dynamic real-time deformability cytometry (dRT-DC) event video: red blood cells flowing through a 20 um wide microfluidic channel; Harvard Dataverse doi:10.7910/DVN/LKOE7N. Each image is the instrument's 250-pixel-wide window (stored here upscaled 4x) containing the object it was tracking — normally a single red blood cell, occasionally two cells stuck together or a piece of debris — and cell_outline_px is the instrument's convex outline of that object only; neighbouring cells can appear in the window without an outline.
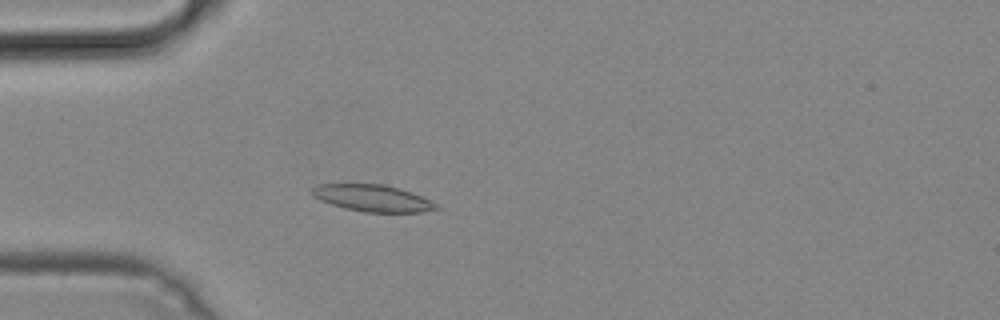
{"species": "common noctule bat (a hibernating species)", "species_latin": "Nyctalus noctula", "temperature_condition": "cold", "stored_images_in_passage": 44, "camera_frame_rate_fps": 3000, "um_per_image_px": 0.085, "animal": {"sex": "male", "body_mass_g": 19.2, "forearm_length_mm": 51.8}, "frame": {"image": 1, "passage_image": 8, "time_ms": 2.333, "image_size_px": [1000, 320], "cell_outline_px": [[444, 208], [424, 212], [364, 212], [344, 208], [320, 200], [312, 196], [308, 192], [316, 184], [380, 184], [412, 192]], "centroid_in_image_um": [31.63, 16.85], "position_along_channel_um": 53.4, "area_um2": 19.36}}
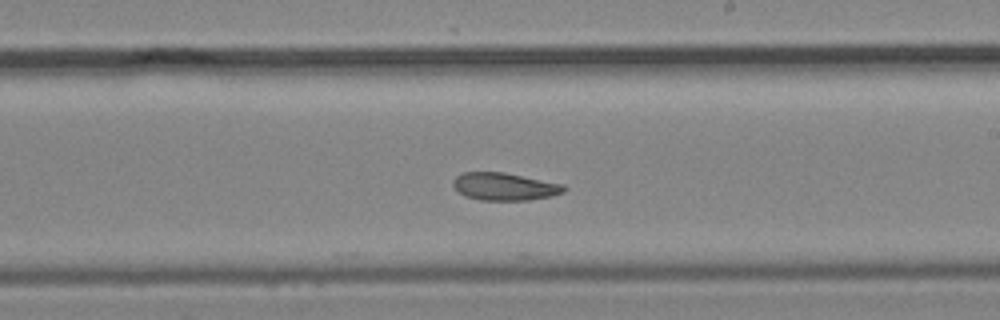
{"frame": {"image": 2, "passage_image": 23, "time_ms": 7.333, "image_size_px": [1000, 320], "cell_outline_px": [[568, 188], [564, 192], [552, 196], [528, 200], [480, 200], [464, 196], [452, 184], [456, 176], [464, 172], [504, 172], [564, 184]], "centroid_in_image_um": [42.92, 15.86], "position_along_channel_um": 246.1, "area_um2": 17.86}}
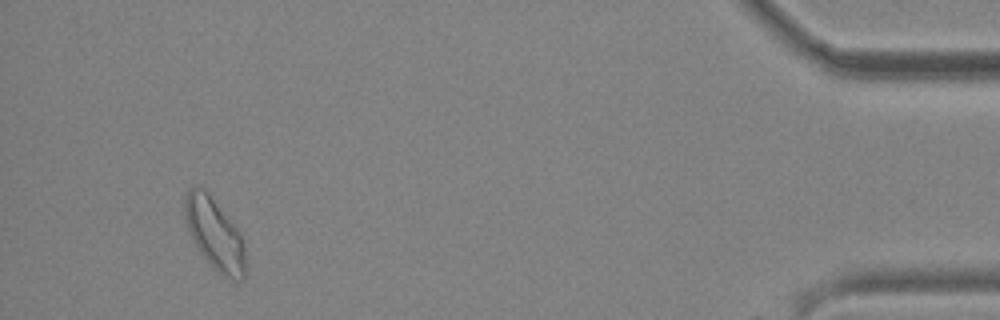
{"frame": {"image": 3, "passage_image": 41, "time_ms": 13.333, "image_size_px": [1000, 320], "cell_outline_px": [[248, 276], [240, 280], [236, 280], [224, 276], [216, 272], [200, 252], [192, 240], [188, 232], [184, 216], [184, 196], [188, 188], [196, 184], [200, 184], [208, 192], [236, 228], [244, 240], [248, 268]], "centroid_in_image_um": [18.25, 19.9], "position_along_channel_um": 416.9, "area_um2": 26.07}}